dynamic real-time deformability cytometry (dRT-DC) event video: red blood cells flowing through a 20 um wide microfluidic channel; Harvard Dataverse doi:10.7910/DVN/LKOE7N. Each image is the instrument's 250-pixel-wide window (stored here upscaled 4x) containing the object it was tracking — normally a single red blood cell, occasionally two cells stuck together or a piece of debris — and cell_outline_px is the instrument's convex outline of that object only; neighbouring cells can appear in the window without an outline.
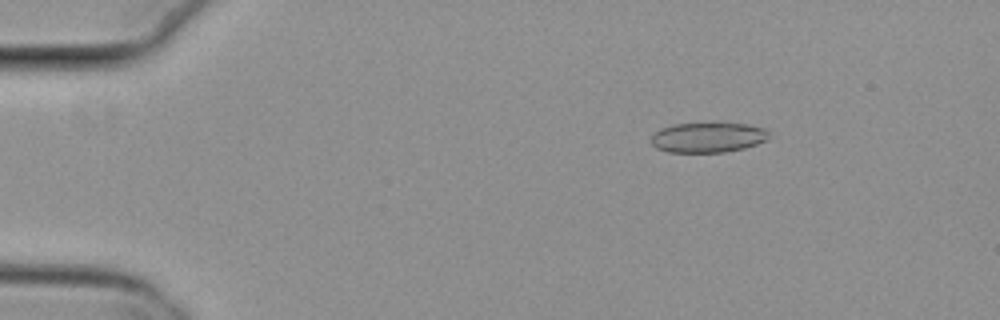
{"species": "common noctule bat (a hibernating species)", "species_latin": "Nyctalus noctula", "temperature_condition": "cold", "stored_images_in_passage": 51, "camera_frame_rate_fps": 3000, "um_per_image_px": 0.085, "animal": {"sex": "female", "body_mass_g": 29.2, "forearm_length_mm": 56.3}, "frame": {"image": 1, "passage_image": 5, "time_ms": 1.333, "image_size_px": [1000, 320], "cell_outline_px": [[768, 140], [744, 148], [724, 152], [668, 152], [656, 148], [652, 144], [652, 136], [660, 128], [672, 124], [716, 120], [748, 124], [764, 128], [768, 132]], "centroid_in_image_um": [60.19, 11.63], "position_along_channel_um": 24.8, "area_um2": 21.5}}
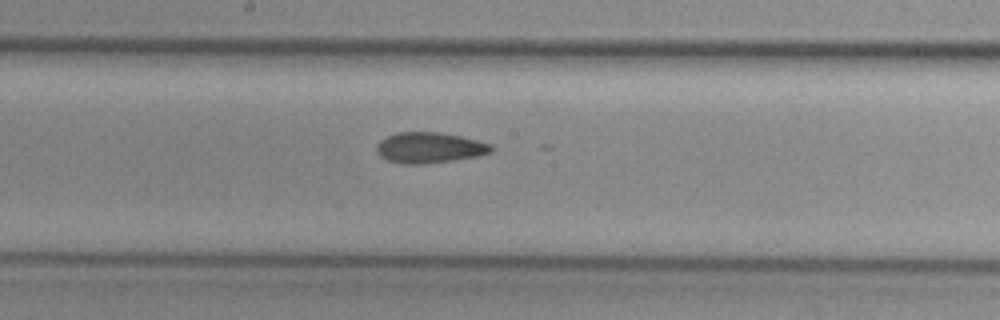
{"frame": {"image": 2, "passage_image": 26, "time_ms": 8.333, "image_size_px": [1000, 320], "cell_outline_px": [[492, 152], [476, 156], [452, 160], [420, 164], [400, 164], [388, 160], [380, 156], [376, 152], [376, 144], [380, 140], [396, 132], [440, 132], [460, 136], [492, 144]], "centroid_in_image_um": [36.46, 12.55], "position_along_channel_um": 211.7, "area_um2": 20.46}}
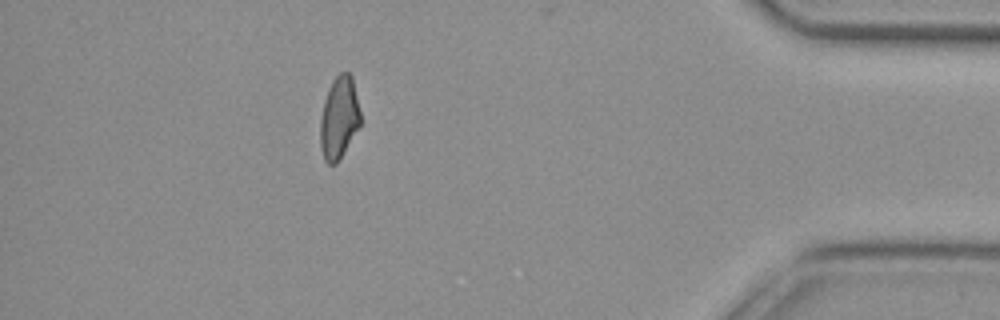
{"frame": {"image": 3, "passage_image": 45, "time_ms": 14.667, "image_size_px": [1000, 320], "cell_outline_px": [[360, 124], [336, 164], [328, 164], [324, 160], [320, 144], [320, 120], [324, 100], [328, 88], [332, 80], [340, 72], [348, 72], [352, 76], [360, 112]], "centroid_in_image_um": [28.8, 9.98], "position_along_channel_um": 406.4, "area_um2": 19.07}, "authors_computed_cell_mechanics": {"area_um2": 20.3456, "velocity_mm_per_s": 3.8212, "shape_relaxation_time_tau1_ms": 10.717, "shape_relaxation_time_tau2_ms": 5.2135, "deformation_change_tau1": 0.1628, "deformation_change_tau2": 0.1032}}